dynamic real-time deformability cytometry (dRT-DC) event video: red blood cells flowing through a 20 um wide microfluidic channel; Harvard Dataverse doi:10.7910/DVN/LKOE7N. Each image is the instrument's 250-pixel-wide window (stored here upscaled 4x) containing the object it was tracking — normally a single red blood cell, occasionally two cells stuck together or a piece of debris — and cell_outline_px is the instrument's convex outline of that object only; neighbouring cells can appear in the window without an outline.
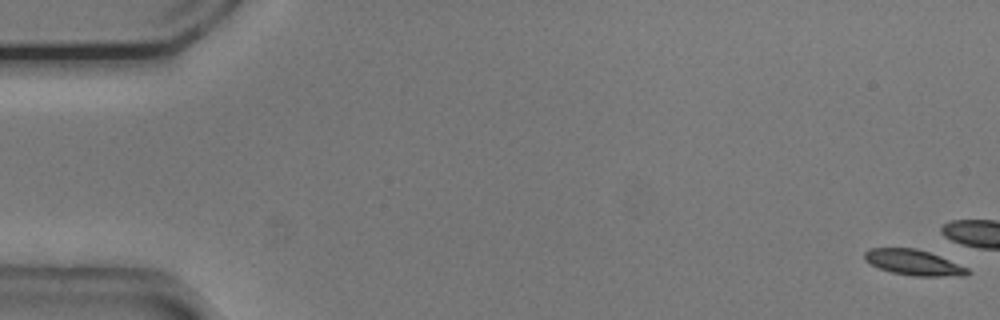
{"species": "common noctule bat (a hibernating species)", "species_latin": "Nyctalus noctula", "temperature_condition": "cold", "stored_images_in_passage": 9, "camera_frame_rate_fps": 3000, "um_per_image_px": 0.085, "animal": {"sex": "male", "body_mass_g": 20.5, "forearm_length_mm": 52.5}, "frame": {"image": 1, "passage_image": 1, "time_ms": 0.0, "image_size_px": [1000, 320], "cell_outline_px": [[972, 272], [964, 276], [912, 276], [892, 272], [880, 268], [864, 260], [864, 252], [868, 248], [916, 248], [940, 256], [968, 268]], "centroid_in_image_um": [77.67, 22.31], "position_along_channel_um": 7.3, "area_um2": 15.32}}